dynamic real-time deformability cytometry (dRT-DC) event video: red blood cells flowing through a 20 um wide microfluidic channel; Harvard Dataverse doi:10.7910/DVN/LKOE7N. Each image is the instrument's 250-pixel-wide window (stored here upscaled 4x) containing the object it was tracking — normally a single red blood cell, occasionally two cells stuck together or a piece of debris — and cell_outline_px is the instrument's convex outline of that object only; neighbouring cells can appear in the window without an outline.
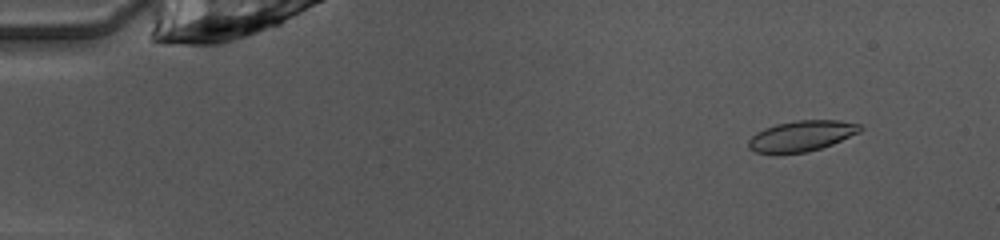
{"species": "common noctule bat (a hibernating species)", "species_latin": "Nyctalus noctula", "temperature_condition": "warm", "stored_images_in_passage": 46, "camera_frame_rate_fps": 3000, "um_per_image_px": 0.085, "animal": {"sex": "female", "body_mass_g": 10.0, "forearm_length_mm": 53.1}, "frame": {"image": 1, "passage_image": 5, "time_ms": 1.333, "image_size_px": [1000, 240], "cell_outline_px": [[864, 128], [860, 132], [832, 144], [808, 152], [780, 156], [756, 152], [748, 148], [748, 140], [756, 132], [764, 128], [776, 124], [796, 120], [840, 120], [860, 124]], "centroid_in_image_um": [68.1, 11.58], "position_along_channel_um": 16.9, "area_um2": 20.52}}
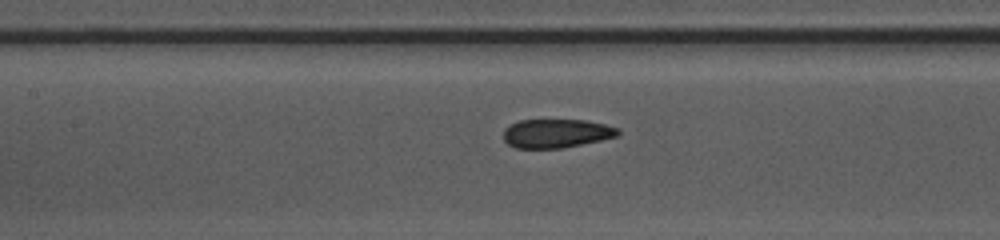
{"frame": {"image": 2, "passage_image": 23, "time_ms": 7.333, "image_size_px": [1000, 240], "cell_outline_px": [[620, 136], [564, 148], [516, 148], [508, 144], [504, 140], [504, 128], [520, 120], [588, 120], [620, 128]], "centroid_in_image_um": [47.33, 11.34], "position_along_channel_um": 160.1, "area_um2": 19.36}}
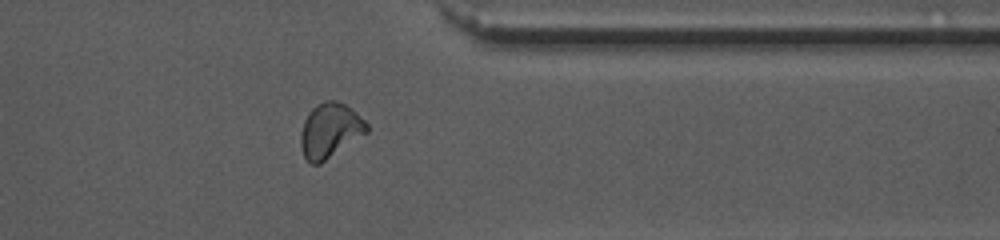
{"frame": {"image": 3, "passage_image": 40, "time_ms": 13.0, "image_size_px": [1000, 240], "cell_outline_px": [[368, 132], [320, 164], [312, 164], [304, 156], [300, 144], [300, 136], [304, 120], [312, 108], [316, 104], [324, 100], [336, 100], [352, 108], [368, 124]], "centroid_in_image_um": [28.05, 11.08], "position_along_channel_um": 383.3, "area_um2": 21.04}}